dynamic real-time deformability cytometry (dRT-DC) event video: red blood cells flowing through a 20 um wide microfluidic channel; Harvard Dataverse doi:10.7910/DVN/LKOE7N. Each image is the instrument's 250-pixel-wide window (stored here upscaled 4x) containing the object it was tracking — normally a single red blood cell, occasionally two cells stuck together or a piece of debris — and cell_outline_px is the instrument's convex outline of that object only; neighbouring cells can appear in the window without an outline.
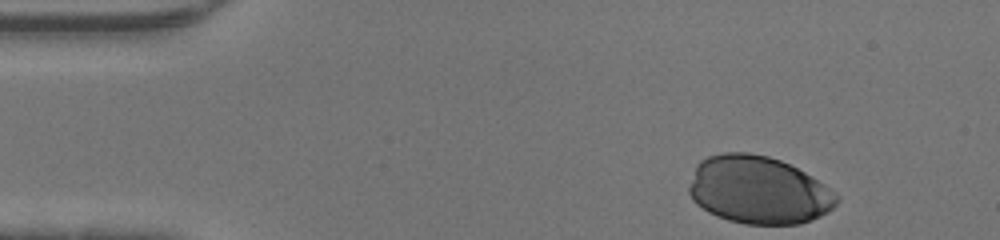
{"species": "human", "species_latin": "Homo sapiens", "temperature_condition": "warm", "stored_images_in_passage": 31, "camera_frame_rate_fps": 3000, "um_per_image_px": 0.085, "donor": {"sex": "male"}, "frame": {"image": 1, "passage_image": 1, "time_ms": 0.0, "image_size_px": [1000, 240], "cell_outline_px": [[840, 200], [828, 212], [820, 216], [800, 224], [744, 224], [728, 220], [716, 216], [708, 212], [696, 204], [692, 200], [688, 192], [688, 188], [696, 164], [700, 160], [708, 156], [724, 152], [748, 152], [768, 156], [780, 160], [804, 172], [824, 184], [836, 192], [840, 196]], "centroid_in_image_um": [64.45, 16.16], "position_along_channel_um": 20.5, "area_um2": 58.61}}